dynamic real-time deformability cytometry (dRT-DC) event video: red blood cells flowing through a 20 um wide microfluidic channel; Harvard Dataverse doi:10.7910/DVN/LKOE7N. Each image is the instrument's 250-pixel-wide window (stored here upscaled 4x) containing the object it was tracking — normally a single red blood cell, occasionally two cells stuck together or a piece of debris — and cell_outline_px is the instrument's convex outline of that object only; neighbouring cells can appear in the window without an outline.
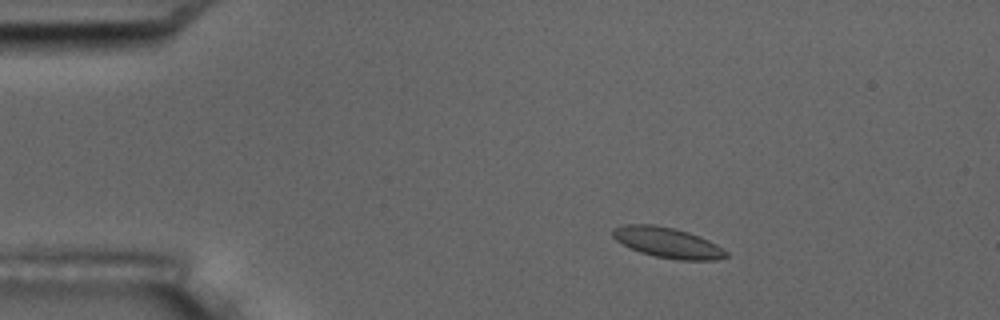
{"species": "common noctule bat (a hibernating species)", "species_latin": "Nyctalus noctula", "temperature_condition": "room temperature", "stored_images_in_passage": 4, "camera_frame_rate_fps": 3000, "um_per_image_px": 0.085, "animal": {"sex": "male", "body_mass_g": 17.5, "forearm_length_mm": 52.3}, "frame": {"image": 1, "passage_image": 2, "time_ms": 1.0, "image_size_px": [1000, 320], "cell_outline_px": [[728, 256], [716, 260], [680, 260], [656, 256], [640, 252], [616, 240], [612, 236], [612, 228], [624, 224], [652, 224], [676, 228], [700, 236], [716, 244], [728, 252]], "centroid_in_image_um": [56.75, 20.61], "position_along_channel_um": 28.3, "area_um2": 20.06}}